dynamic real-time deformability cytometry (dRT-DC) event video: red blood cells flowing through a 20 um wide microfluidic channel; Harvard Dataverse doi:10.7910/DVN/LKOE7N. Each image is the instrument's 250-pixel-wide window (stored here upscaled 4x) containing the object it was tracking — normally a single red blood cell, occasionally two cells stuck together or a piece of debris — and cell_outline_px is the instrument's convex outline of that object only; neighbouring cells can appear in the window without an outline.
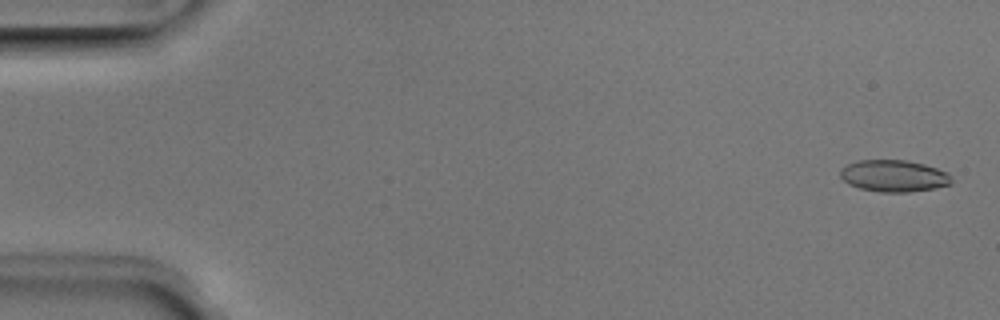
{"species": "Egyptian fruit bat (a non-hibernating species)", "species_latin": "Rousettus aegyptiacus", "temperature_condition": "room temperature", "stored_images_in_passage": 51, "camera_frame_rate_fps": 3000, "um_per_image_px": 0.085, "animal": {"sex": "male"}, "frame": {"image": 1, "passage_image": 2, "time_ms": 0.333, "image_size_px": [1000, 320], "cell_outline_px": [[952, 184], [932, 188], [908, 192], [880, 192], [860, 188], [848, 184], [840, 176], [840, 168], [848, 164], [860, 160], [908, 160], [924, 164], [948, 172], [952, 176]], "centroid_in_image_um": [75.98, 14.94], "position_along_channel_um": 9.0, "area_um2": 20.63}}
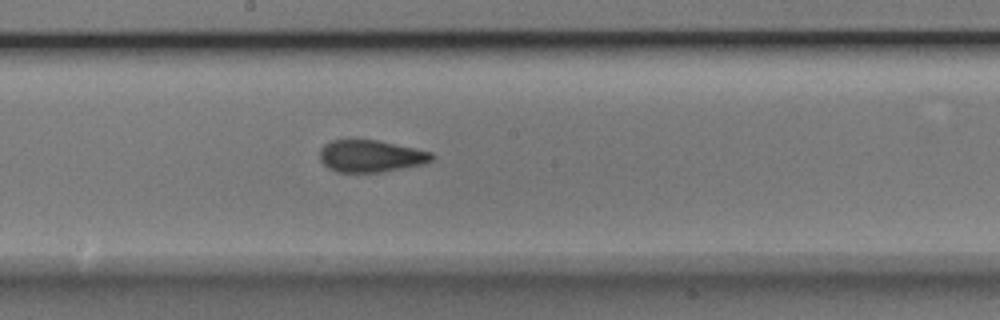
{"frame": {"image": 2, "passage_image": 28, "time_ms": 9.0, "image_size_px": [1000, 320], "cell_outline_px": [[436, 156], [432, 160], [424, 164], [380, 172], [336, 172], [328, 168], [320, 160], [320, 148], [324, 144], [332, 140], [348, 136], [352, 136], [376, 140], [432, 152]], "centroid_in_image_um": [31.45, 13.22], "position_along_channel_um": 216.7, "area_um2": 21.56}}
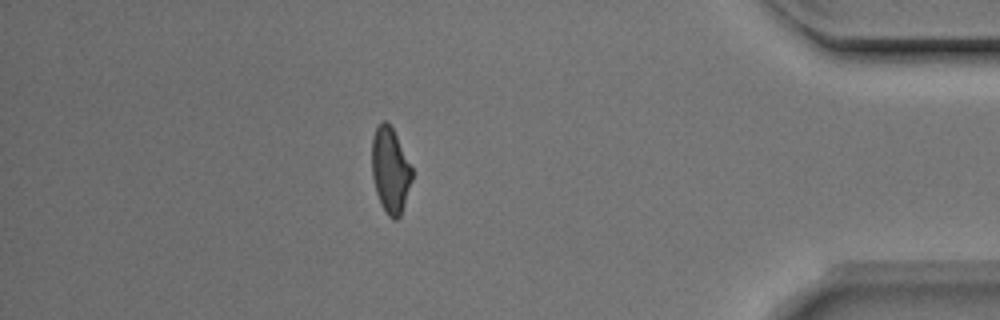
{"frame": {"image": 3, "passage_image": 45, "time_ms": 14.667, "image_size_px": [1000, 320], "cell_outline_px": [[412, 180], [400, 216], [396, 220], [392, 220], [388, 216], [380, 204], [376, 192], [372, 176], [372, 136], [376, 128], [384, 120], [392, 128], [412, 168]], "centroid_in_image_um": [33.16, 14.51], "position_along_channel_um": 402.0, "area_um2": 19.77}, "authors_computed_cell_mechanics": {"area_um2": 20.7502, "velocity_mm_per_s": 3.9868, "shape_relaxation_time_tau1_ms": 5.9917, "shape_relaxation_time_tau2_ms": 1.6332, "deformation_change_tau1": 0.1595, "deformation_change_tau2": 0.0746}}